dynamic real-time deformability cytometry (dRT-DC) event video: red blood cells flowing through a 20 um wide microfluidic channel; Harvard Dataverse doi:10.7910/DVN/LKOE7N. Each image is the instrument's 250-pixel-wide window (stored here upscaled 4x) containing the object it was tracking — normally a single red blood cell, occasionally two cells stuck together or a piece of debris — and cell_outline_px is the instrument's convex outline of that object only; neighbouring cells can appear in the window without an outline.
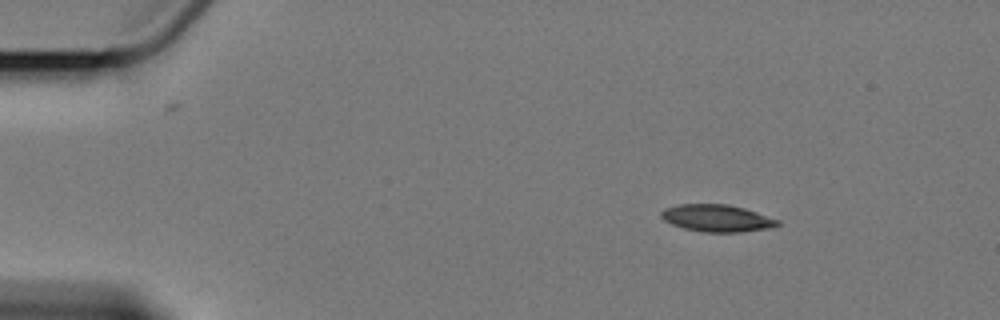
{"species": "Egyptian fruit bat (a non-hibernating species)", "species_latin": "Rousettus aegyptiacus", "temperature_condition": "cold", "stored_images_in_passage": 3, "camera_frame_rate_fps": 3000, "um_per_image_px": 0.085, "animal": {"sex": "female"}, "frame": {"image": 1, "passage_image": 1, "time_ms": 0.0, "image_size_px": [1000, 320], "cell_outline_px": [[780, 224], [772, 228], [740, 232], [704, 232], [684, 228], [672, 224], [664, 220], [660, 216], [660, 212], [664, 208], [680, 204], [728, 204], [744, 208], [780, 220]], "centroid_in_image_um": [60.94, 18.54], "position_along_channel_um": 24.1, "area_um2": 18.44}}